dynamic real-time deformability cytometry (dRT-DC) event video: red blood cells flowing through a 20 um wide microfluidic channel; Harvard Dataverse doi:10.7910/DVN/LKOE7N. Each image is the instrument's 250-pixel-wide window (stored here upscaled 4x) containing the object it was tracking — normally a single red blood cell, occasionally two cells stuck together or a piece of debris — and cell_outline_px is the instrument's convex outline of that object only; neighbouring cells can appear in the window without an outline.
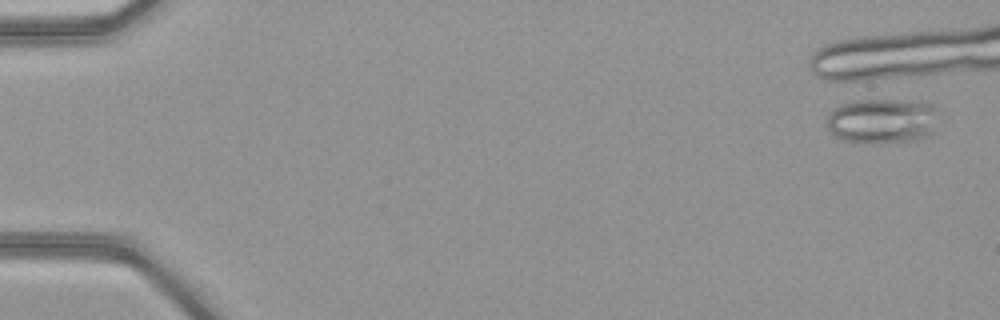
{"species": "common noctule bat (a hibernating species)", "species_latin": "Nyctalus noctula", "temperature_condition": "warm", "stored_images_in_passage": 4, "camera_frame_rate_fps": 3000, "um_per_image_px": 0.085, "animal": {"sex": "female", "body_mass_g": 21.9}, "frame": {"image": 1, "passage_image": 3, "time_ms": 0.667, "image_size_px": [1000, 320], "cell_outline_px": [[932, 108], [928, 136], [916, 140], [876, 144], [864, 144], [844, 140], [836, 136], [828, 128], [828, 112], [832, 108], [840, 104], [868, 96], [932, 104]], "centroid_in_image_um": [74.81, 10.25], "position_along_channel_um": 10.2, "area_um2": 29.36}}